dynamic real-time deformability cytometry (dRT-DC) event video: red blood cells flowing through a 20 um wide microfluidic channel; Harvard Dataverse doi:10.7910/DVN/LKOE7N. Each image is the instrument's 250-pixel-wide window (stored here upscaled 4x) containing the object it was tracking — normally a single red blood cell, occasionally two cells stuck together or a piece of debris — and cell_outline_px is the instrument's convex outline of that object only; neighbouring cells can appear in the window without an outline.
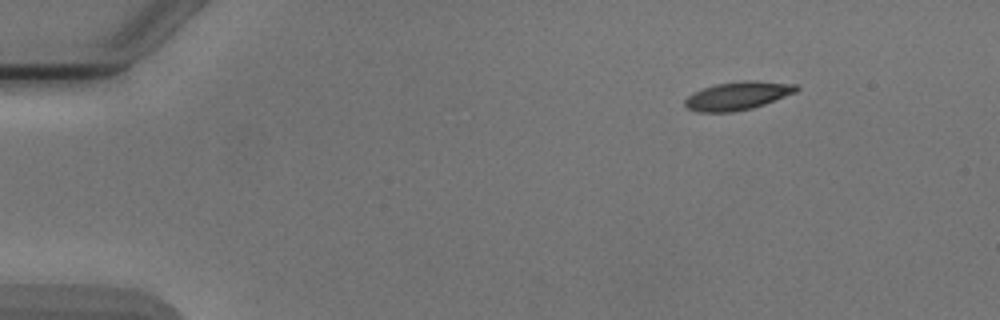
{"species": "Egyptian fruit bat (a non-hibernating species)", "species_latin": "Rousettus aegyptiacus", "temperature_condition": "cold", "stored_images_in_passage": 8, "camera_frame_rate_fps": 3000, "um_per_image_px": 0.085, "animal": {"sex": "male"}, "frame": {"image": 1, "passage_image": 1, "time_ms": 0.0, "image_size_px": [1000, 320], "cell_outline_px": [[800, 88], [796, 92], [764, 104], [752, 108], [732, 112], [700, 112], [688, 108], [684, 104], [684, 100], [688, 96], [704, 88], [716, 84], [744, 80], [756, 80], [796, 84]], "centroid_in_image_um": [62.73, 8.13], "position_along_channel_um": 22.3, "area_um2": 18.21}}
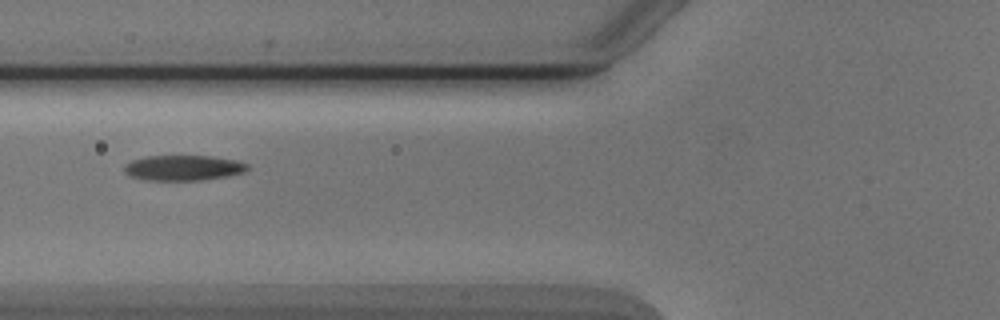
{"frame": {"image": 2, "passage_image": 5, "time_ms": 4.667, "image_size_px": [1000, 320], "cell_outline_px": [[248, 168], [244, 172], [228, 176], [200, 180], [144, 180], [132, 176], [124, 172], [124, 164], [132, 160], [148, 156], [212, 156], [236, 160], [248, 164]], "centroid_in_image_um": [15.58, 14.26], "position_along_channel_um": 110.2, "area_um2": 18.15}}
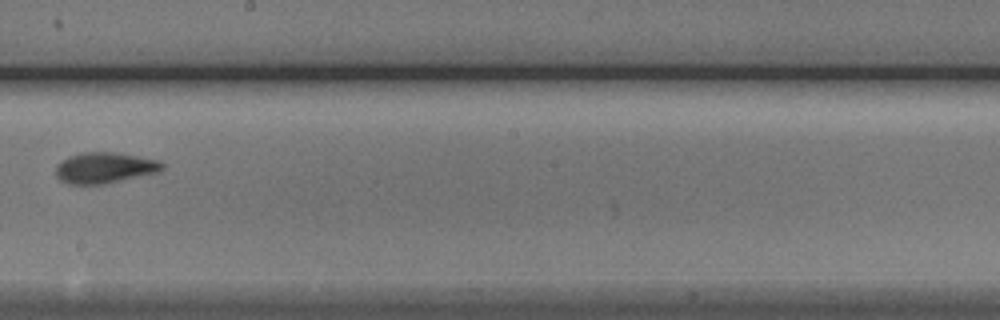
{"frame": {"image": 3, "passage_image": 8, "time_ms": 8.0, "image_size_px": [1000, 320], "cell_outline_px": [[164, 168], [156, 172], [104, 184], [72, 184], [60, 180], [56, 176], [56, 164], [60, 160], [68, 156], [80, 152], [116, 152], [160, 160], [164, 164]], "centroid_in_image_um": [8.86, 14.24], "position_along_channel_um": 239.3, "area_um2": 19.19}}